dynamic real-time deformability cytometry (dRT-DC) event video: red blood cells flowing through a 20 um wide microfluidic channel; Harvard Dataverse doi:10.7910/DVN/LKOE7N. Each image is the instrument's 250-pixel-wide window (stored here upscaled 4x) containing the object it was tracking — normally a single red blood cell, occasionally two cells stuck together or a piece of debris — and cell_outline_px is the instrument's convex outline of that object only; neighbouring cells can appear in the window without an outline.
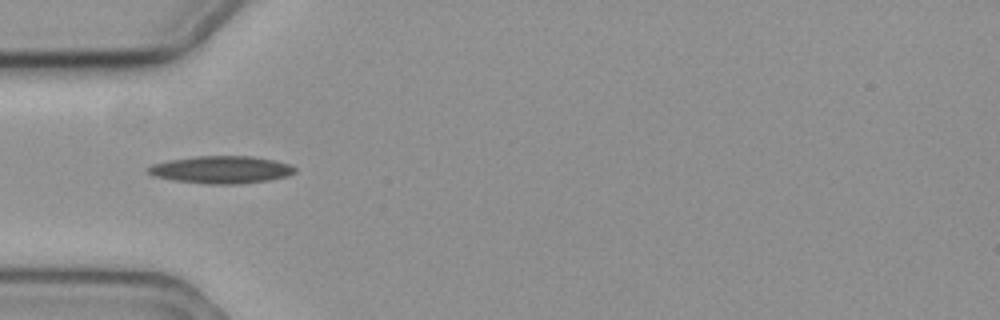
{"species": "common noctule bat (a hibernating species)", "species_latin": "Nyctalus noctula", "temperature_condition": "cold", "stored_images_in_passage": 27, "camera_frame_rate_fps": 3000, "um_per_image_px": 0.085, "animal": {"sex": "female", "body_mass_g": 19.3, "forearm_length_mm": 54.1}, "frame": {"image": 1, "passage_image": 1, "time_ms": 0.0, "image_size_px": [1000, 320], "cell_outline_px": [[296, 172], [288, 176], [268, 180], [240, 184], [208, 184], [172, 180], [152, 176], [148, 172], [148, 168], [152, 164], [168, 160], [196, 156], [252, 156], [272, 160], [288, 164], [296, 168]], "centroid_in_image_um": [18.79, 14.43], "position_along_channel_um": 66.2, "area_um2": 23.47}}
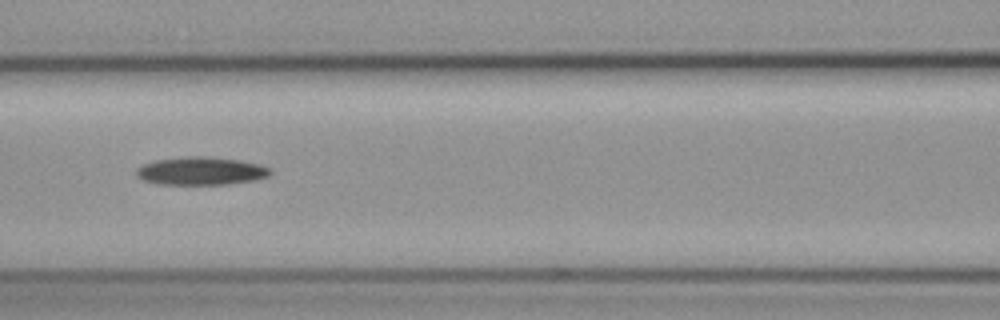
{"frame": {"image": 2, "passage_image": 8, "time_ms": 2.333, "image_size_px": [1000, 320], "cell_outline_px": [[272, 172], [268, 176], [256, 180], [228, 184], [160, 184], [144, 180], [136, 176], [136, 168], [144, 164], [156, 160], [188, 156], [204, 156], [240, 160], [260, 164], [268, 168]], "centroid_in_image_um": [17.09, 14.53], "position_along_channel_um": 149.5, "area_um2": 21.79}}
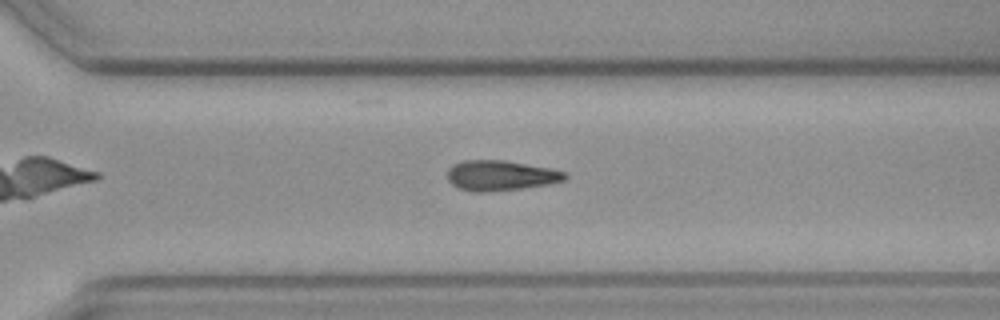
{"frame": {"image": 3, "passage_image": 23, "time_ms": 7.333, "image_size_px": [1000, 320], "cell_outline_px": [[568, 176], [564, 180], [548, 184], [520, 188], [484, 192], [472, 192], [460, 188], [452, 184], [448, 180], [448, 168], [452, 164], [464, 160], [504, 160], [552, 168], [568, 172]], "centroid_in_image_um": [42.56, 14.9], "position_along_channel_um": 328.0, "area_um2": 20.75}}